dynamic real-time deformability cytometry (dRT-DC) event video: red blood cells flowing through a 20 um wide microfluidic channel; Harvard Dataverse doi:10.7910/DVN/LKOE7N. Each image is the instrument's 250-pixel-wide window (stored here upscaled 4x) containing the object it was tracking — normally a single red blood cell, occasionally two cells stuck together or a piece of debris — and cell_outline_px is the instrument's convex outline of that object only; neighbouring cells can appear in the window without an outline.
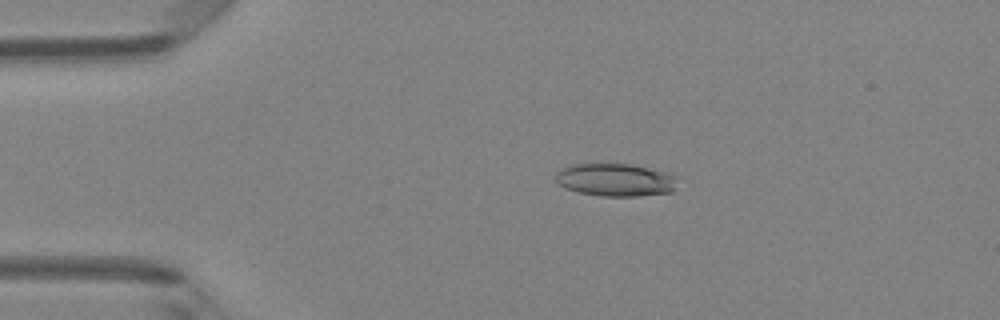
{"species": "Egyptian fruit bat (a non-hibernating species)", "species_latin": "Rousettus aegyptiacus", "temperature_condition": "room temperature", "stored_images_in_passage": 48, "camera_frame_rate_fps": 3000, "um_per_image_px": 0.085, "animal": {"sex": "female"}, "frame": {"image": 1, "passage_image": 10, "time_ms": 3.0, "image_size_px": [1000, 320], "cell_outline_px": [[680, 176], [676, 188], [672, 192], [636, 196], [600, 196], [576, 192], [564, 188], [556, 180], [556, 172], [560, 168], [572, 164], [632, 164]], "centroid_in_image_um": [52.33, 15.29], "position_along_channel_um": 32.7, "area_um2": 23.58}}
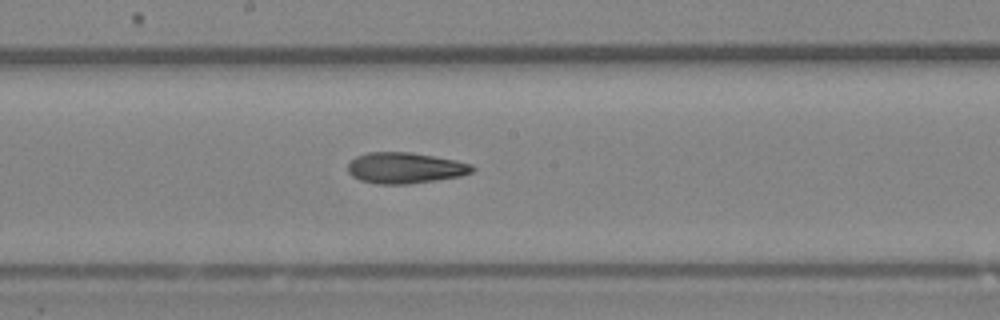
{"frame": {"image": 2, "passage_image": 26, "time_ms": 8.333, "image_size_px": [1000, 320], "cell_outline_px": [[476, 168], [472, 172], [460, 176], [436, 180], [408, 184], [376, 184], [360, 180], [352, 176], [348, 172], [348, 164], [356, 156], [368, 152], [412, 152], [456, 160], [472, 164]], "centroid_in_image_um": [34.44, 14.27], "position_along_channel_um": 213.8, "area_um2": 22.54}}
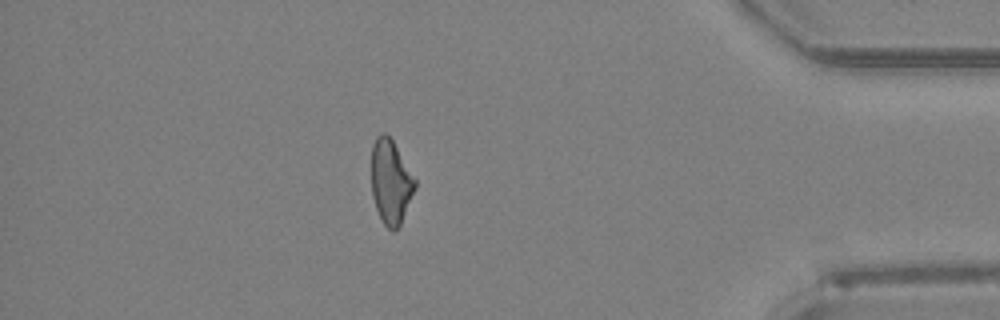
{"frame": {"image": 3, "passage_image": 42, "time_ms": 13.667, "image_size_px": [1000, 320], "cell_outline_px": [[416, 188], [400, 224], [392, 232], [384, 224], [376, 208], [372, 196], [372, 144], [376, 136], [380, 132], [384, 132], [392, 140], [416, 180]], "centroid_in_image_um": [33.2, 15.44], "position_along_channel_um": 402.0, "area_um2": 21.15}, "authors_computed_cell_mechanics": {"area_um2": 22.5131, "velocity_mm_per_s": 4.2732, "shape_relaxation_time_tau1_ms": null, "shape_relaxation_time_tau2_ms": 4.8067, "deformation_change_tau1": null, "deformation_change_tau2": 0.1639}}